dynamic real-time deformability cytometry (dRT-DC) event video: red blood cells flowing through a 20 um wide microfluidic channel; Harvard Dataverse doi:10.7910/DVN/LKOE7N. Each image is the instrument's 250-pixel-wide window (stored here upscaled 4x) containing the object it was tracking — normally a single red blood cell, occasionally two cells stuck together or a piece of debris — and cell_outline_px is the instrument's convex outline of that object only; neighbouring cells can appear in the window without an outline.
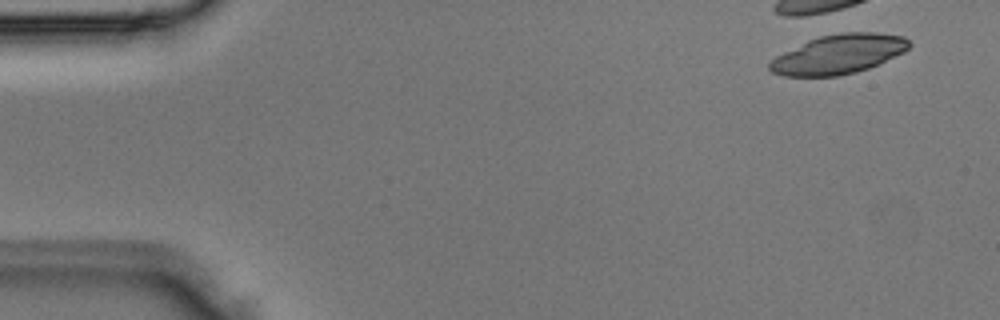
{"species": "Egyptian fruit bat (a non-hibernating species)", "species_latin": "Rousettus aegyptiacus", "temperature_condition": "room temperature", "stored_images_in_passage": 1, "camera_frame_rate_fps": 3000, "um_per_image_px": 0.085, "animal": {"sex": "male"}, "frame": {"image": 1, "passage_image": 1, "time_ms": 0.0, "image_size_px": [1000, 320], "cell_outline_px": [[912, 44], [904, 52], [880, 64], [856, 72], [840, 76], [784, 76], [772, 72], [768, 68], [768, 64], [776, 56], [808, 40], [820, 36], [840, 32], [876, 32], [904, 36]], "centroid_in_image_um": [71.3, 4.61], "position_along_channel_um": 13.7, "area_um2": 32.08}}